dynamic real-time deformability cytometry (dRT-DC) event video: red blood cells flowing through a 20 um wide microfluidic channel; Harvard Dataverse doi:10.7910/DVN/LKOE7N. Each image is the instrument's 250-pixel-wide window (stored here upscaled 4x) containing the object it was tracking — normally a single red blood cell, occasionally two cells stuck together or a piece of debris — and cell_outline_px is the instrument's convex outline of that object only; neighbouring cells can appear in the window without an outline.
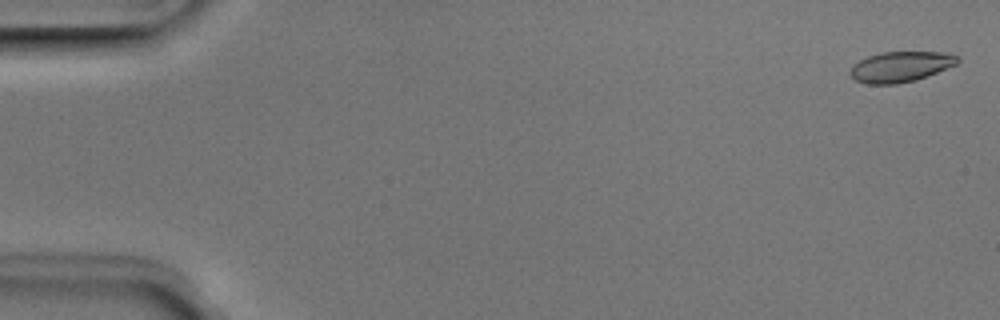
{"species": "Egyptian fruit bat (a non-hibernating species)", "species_latin": "Rousettus aegyptiacus", "temperature_condition": "room temperature", "stored_images_in_passage": 52, "camera_frame_rate_fps": 3000, "um_per_image_px": 0.085, "animal": {"sex": "male"}, "frame": {"image": 1, "passage_image": 2, "time_ms": 0.333, "image_size_px": [1000, 320], "cell_outline_px": [[960, 60], [956, 64], [928, 76], [916, 80], [896, 84], [868, 84], [856, 80], [848, 72], [860, 60], [868, 56], [880, 52], [940, 52], [956, 56]], "centroid_in_image_um": [76.54, 5.68], "position_along_channel_um": 8.5, "area_um2": 18.84}}
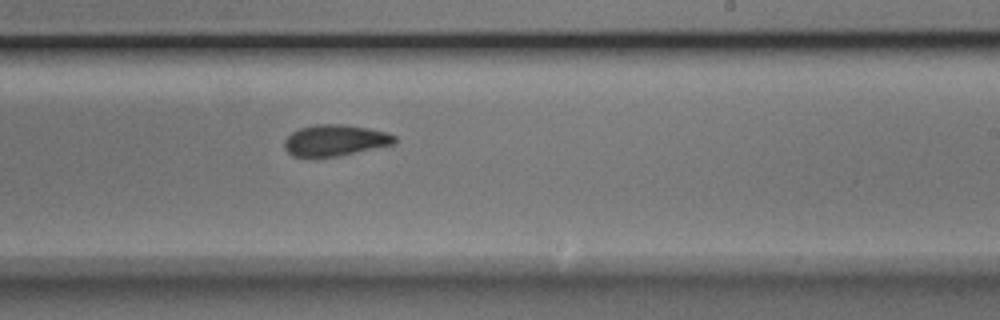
{"frame": {"image": 2, "passage_image": 32, "time_ms": 10.333, "image_size_px": [1000, 320], "cell_outline_px": [[396, 140], [392, 144], [336, 156], [292, 156], [284, 148], [284, 140], [292, 132], [300, 128], [316, 124], [348, 124], [368, 128], [384, 132], [396, 136]], "centroid_in_image_um": [28.44, 11.91], "position_along_channel_um": 260.6, "area_um2": 19.71}}
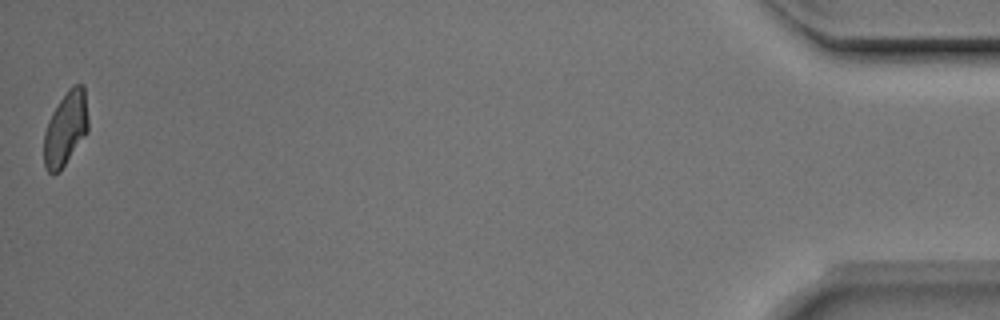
{"frame": {"image": 3, "passage_image": 52, "time_ms": 17.0, "image_size_px": [1000, 320], "cell_outline_px": [[88, 132], [60, 172], [52, 176], [44, 168], [44, 132], [48, 120], [52, 112], [68, 88], [72, 84], [84, 84], [88, 120]], "centroid_in_image_um": [5.57, 10.96], "position_along_channel_um": 429.6, "area_um2": 19.48}, "authors_computed_cell_mechanics": {"area_um2": 20.1722, "velocity_mm_per_s": 3.9453, "shape_relaxation_time_tau1_ms": 4.7026, "shape_relaxation_time_tau2_ms": 2.3255, "deformation_change_tau1": 0.1608, "deformation_change_tau2": 0.0904}}